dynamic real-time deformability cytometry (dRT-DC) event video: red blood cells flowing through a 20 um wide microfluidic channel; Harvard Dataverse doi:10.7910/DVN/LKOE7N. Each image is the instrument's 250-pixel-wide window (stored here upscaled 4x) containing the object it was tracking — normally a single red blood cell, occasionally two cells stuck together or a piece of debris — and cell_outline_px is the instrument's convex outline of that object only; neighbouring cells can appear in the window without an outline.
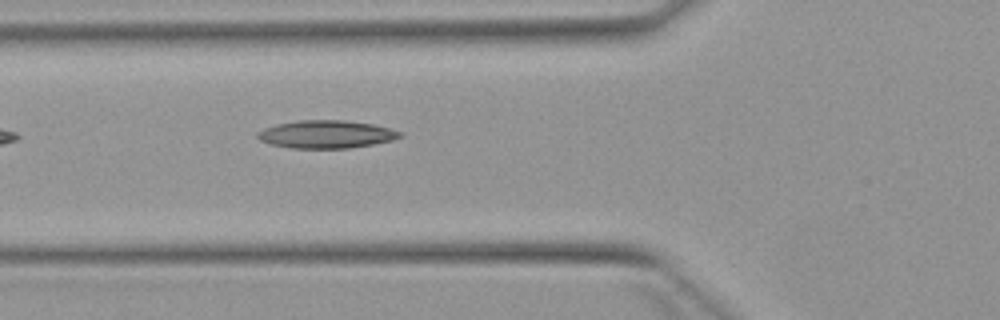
{"species": "Egyptian fruit bat (a non-hibernating species)", "species_latin": "Rousettus aegyptiacus", "temperature_condition": "warm", "stored_images_in_passage": 5, "camera_frame_rate_fps": 3000, "um_per_image_px": 0.085, "animal": {"sex": "female"}, "frame": {"image": 1, "passage_image": 5, "time_ms": 5.667, "image_size_px": [1000, 320], "cell_outline_px": [[404, 136], [392, 140], [372, 144], [348, 148], [292, 148], [268, 144], [260, 140], [256, 136], [256, 132], [264, 128], [276, 124], [296, 120], [344, 120], [372, 124], [404, 132]], "centroid_in_image_um": [27.71, 11.41], "position_along_channel_um": 98.1, "area_um2": 23.24}}